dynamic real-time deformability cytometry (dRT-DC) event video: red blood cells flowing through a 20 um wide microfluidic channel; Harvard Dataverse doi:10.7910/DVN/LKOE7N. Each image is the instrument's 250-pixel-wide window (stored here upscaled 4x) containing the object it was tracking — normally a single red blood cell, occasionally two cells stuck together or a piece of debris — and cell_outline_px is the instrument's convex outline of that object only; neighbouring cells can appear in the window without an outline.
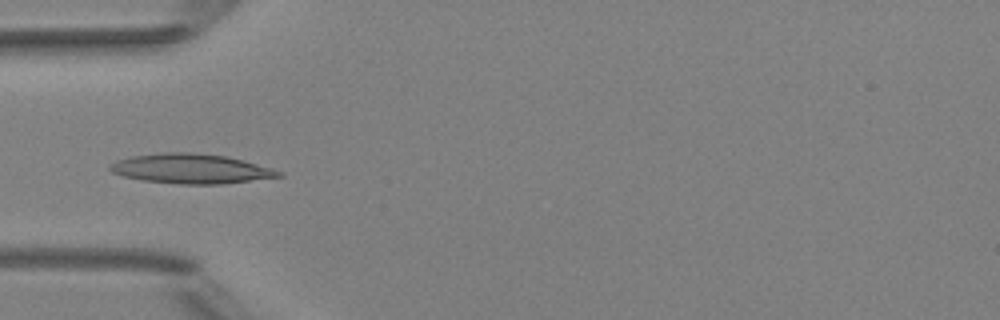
{"species": "Egyptian fruit bat (a non-hibernating species)", "species_latin": "Rousettus aegyptiacus", "temperature_condition": "room temperature", "stored_images_in_passage": 5, "camera_frame_rate_fps": 3000, "um_per_image_px": 0.085, "animal": {"sex": "female"}, "frame": {"image": 1, "passage_image": 4, "time_ms": 4.333, "image_size_px": [1000, 320], "cell_outline_px": [[284, 176], [220, 184], [180, 184], [144, 180], [124, 176], [112, 172], [108, 168], [116, 160], [132, 156], [160, 152], [188, 152], [224, 156], [244, 160], [272, 168], [284, 172]], "centroid_in_image_um": [16.25, 14.33], "position_along_channel_um": 68.7, "area_um2": 29.02}}
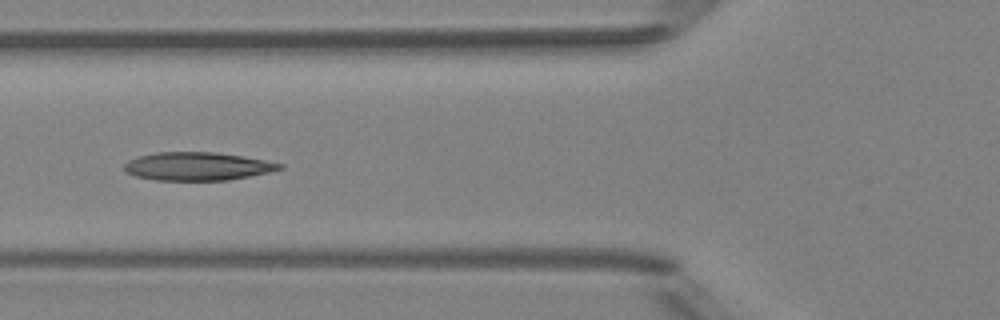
{"frame": {"image": 2, "passage_image": 5, "time_ms": 5.333, "image_size_px": [1000, 320], "cell_outline_px": [[284, 168], [268, 172], [228, 180], [156, 180], [136, 176], [124, 172], [124, 164], [128, 160], [140, 156], [156, 152], [212, 152], [240, 156], [264, 160], [284, 164]], "centroid_in_image_um": [16.75, 14.14], "position_along_channel_um": 109.1, "area_um2": 25.32}}